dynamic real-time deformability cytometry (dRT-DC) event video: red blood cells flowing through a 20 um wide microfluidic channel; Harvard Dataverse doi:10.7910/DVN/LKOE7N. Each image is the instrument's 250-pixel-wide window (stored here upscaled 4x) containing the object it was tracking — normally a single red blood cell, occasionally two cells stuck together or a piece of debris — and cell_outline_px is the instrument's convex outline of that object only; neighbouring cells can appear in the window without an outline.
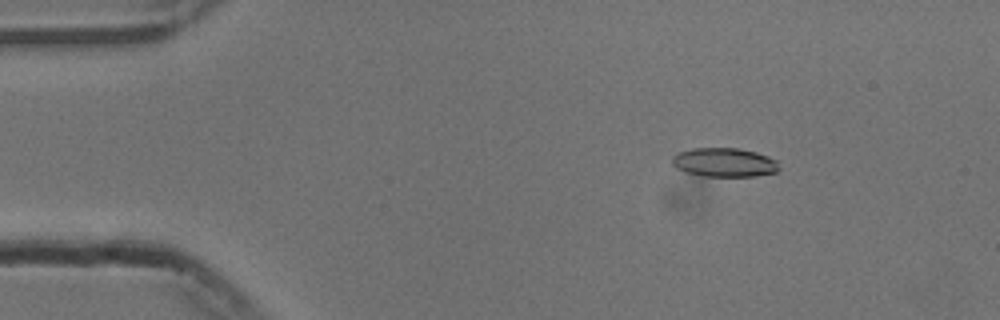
{"species": "common noctule bat (a hibernating species)", "species_latin": "Nyctalus noctula", "temperature_condition": "cold", "stored_images_in_passage": 54, "camera_frame_rate_fps": 3000, "um_per_image_px": 0.085, "animal": {"sex": "male", "body_mass_g": 13.3}, "frame": {"image": 1, "passage_image": 8, "time_ms": 2.333, "image_size_px": [1000, 320], "cell_outline_px": [[780, 168], [776, 172], [756, 176], [704, 176], [684, 172], [676, 168], [672, 164], [672, 156], [676, 152], [692, 148], [740, 148], [756, 152], [768, 156], [776, 160]], "centroid_in_image_um": [61.54, 13.8], "position_along_channel_um": 23.5, "area_um2": 18.26}}
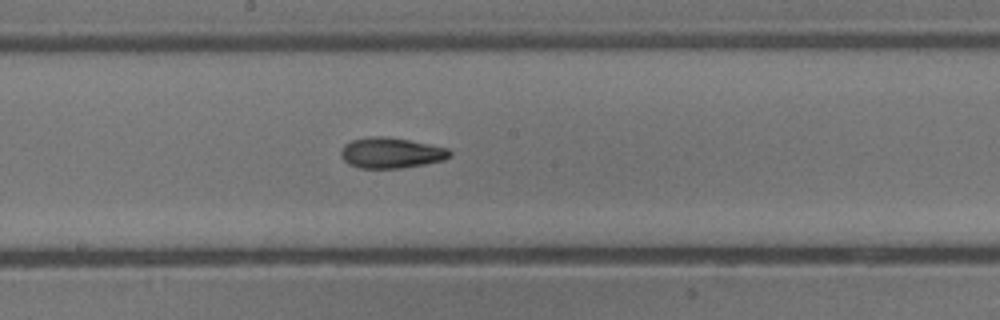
{"frame": {"image": 2, "passage_image": 29, "time_ms": 9.333, "image_size_px": [1000, 320], "cell_outline_px": [[452, 156], [444, 160], [424, 164], [400, 168], [360, 168], [348, 164], [340, 156], [340, 152], [344, 144], [352, 140], [372, 136], [384, 136], [408, 140], [448, 148], [452, 152]], "centroid_in_image_um": [33.23, 13.0], "position_along_channel_um": 215.0, "area_um2": 19.42}}
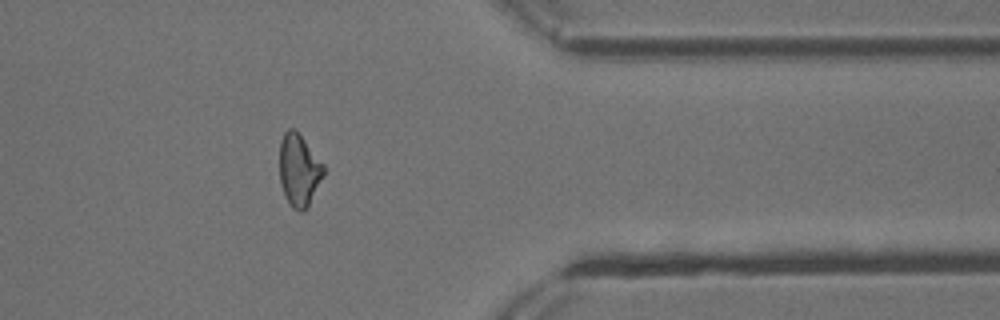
{"frame": {"image": 3, "passage_image": 44, "time_ms": 14.333, "image_size_px": [1000, 320], "cell_outline_px": [[324, 176], [308, 208], [304, 212], [300, 212], [292, 208], [288, 204], [280, 184], [280, 140], [284, 132], [288, 128], [296, 128], [324, 164]], "centroid_in_image_um": [25.42, 14.47], "position_along_channel_um": 386.0, "area_um2": 19.07}, "authors_computed_cell_mechanics": {"area_um2": 18.8717, "velocity_mm_per_s": 3.7693, "shape_relaxation_time_tau1_ms": 6.1132, "shape_relaxation_time_tau2_ms": 5.2196, "deformation_change_tau1": 0.1562, "deformation_change_tau2": 0.1456}}